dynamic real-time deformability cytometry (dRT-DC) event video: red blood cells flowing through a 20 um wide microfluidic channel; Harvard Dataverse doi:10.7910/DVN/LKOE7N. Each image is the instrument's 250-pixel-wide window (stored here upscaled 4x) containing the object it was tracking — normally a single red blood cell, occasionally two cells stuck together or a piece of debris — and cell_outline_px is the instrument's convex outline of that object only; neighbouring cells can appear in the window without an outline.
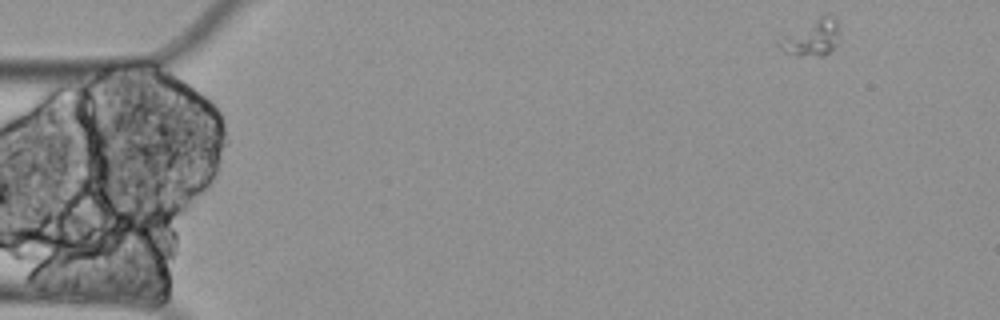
{"species": "Egyptian fruit bat (a non-hibernating species)", "species_latin": "Rousettus aegyptiacus", "temperature_condition": "cold", "stored_images_in_passage": 12, "camera_frame_rate_fps": 3000, "um_per_image_px": 0.085, "animal": {"sex": "female"}, "frame": {"image": 1, "passage_image": 1, "time_ms": 0.0, "image_size_px": [1000, 320], "cell_outline_px": [[840, 40], [824, 56], [796, 56], [788, 52], [776, 44], [776, 40], [820, 16], [828, 12], [836, 20]], "centroid_in_image_um": [69.03, 3.2], "position_along_channel_um": 16.0, "area_um2": 12.66}}